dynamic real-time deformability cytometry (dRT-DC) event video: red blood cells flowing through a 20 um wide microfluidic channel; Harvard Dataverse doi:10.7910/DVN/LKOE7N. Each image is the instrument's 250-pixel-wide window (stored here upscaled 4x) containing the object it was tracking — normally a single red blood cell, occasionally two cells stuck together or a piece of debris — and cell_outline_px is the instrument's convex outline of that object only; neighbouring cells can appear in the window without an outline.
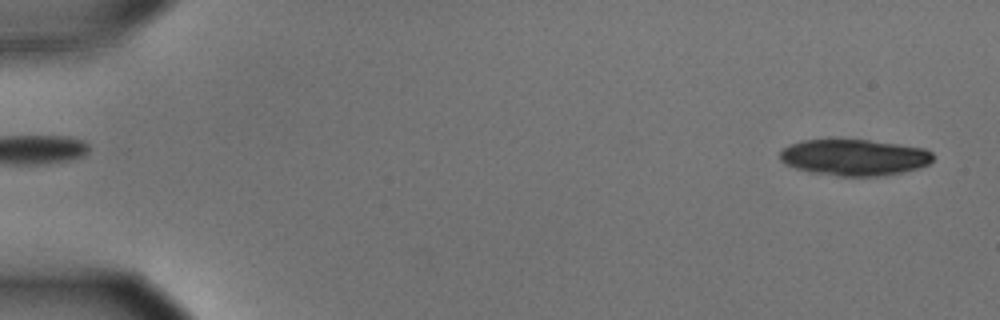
{"species": "common noctule bat (a hibernating species)", "species_latin": "Nyctalus noctula", "temperature_condition": "cold", "stored_images_in_passage": 12, "camera_frame_rate_fps": 3000, "um_per_image_px": 0.085, "animal": {"sex": "male", "body_mass_g": 15.6}, "frame": {"image": 1, "passage_image": 2, "time_ms": 0.333, "image_size_px": [1000, 320], "cell_outline_px": [[932, 160], [928, 164], [904, 172], [880, 176], [840, 176], [808, 172], [784, 164], [780, 160], [780, 152], [788, 144], [804, 140], [868, 140], [924, 148], [932, 152]], "centroid_in_image_um": [72.58, 13.38], "position_along_channel_um": 12.4, "area_um2": 32.25}}